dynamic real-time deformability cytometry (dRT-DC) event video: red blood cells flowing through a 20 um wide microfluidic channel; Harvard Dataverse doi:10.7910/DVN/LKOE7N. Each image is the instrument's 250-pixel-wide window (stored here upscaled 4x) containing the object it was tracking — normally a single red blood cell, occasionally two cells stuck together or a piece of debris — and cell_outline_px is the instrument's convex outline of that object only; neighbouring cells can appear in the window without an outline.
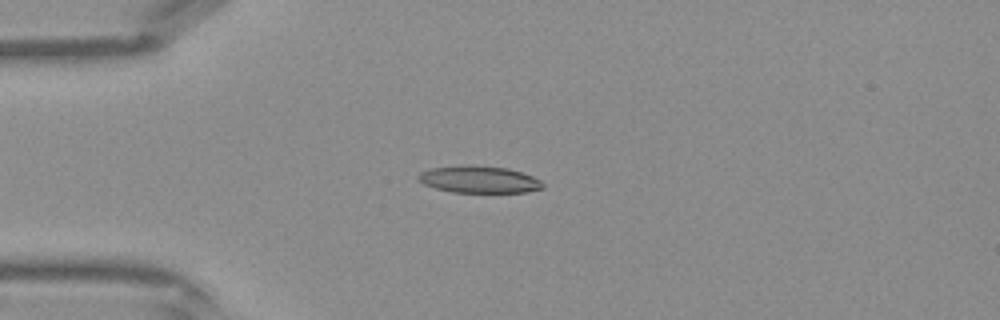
{"species": "Egyptian fruit bat (a non-hibernating species)", "species_latin": "Rousettus aegyptiacus", "temperature_condition": "warm", "stored_images_in_passage": 38, "camera_frame_rate_fps": 3000, "um_per_image_px": 0.085, "frame": {"image": 1, "passage_image": 7, "time_ms": 2.0, "image_size_px": [1000, 320], "cell_outline_px": [[544, 188], [528, 192], [452, 192], [436, 188], [424, 184], [416, 176], [420, 172], [428, 168], [472, 164], [508, 168], [532, 176], [540, 180], [544, 184]], "centroid_in_image_um": [40.72, 15.24], "position_along_channel_um": 44.3, "area_um2": 19.71}}
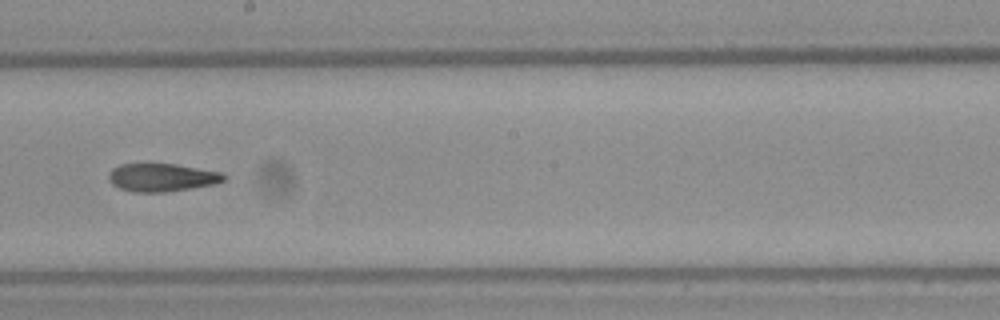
{"frame": {"image": 2, "passage_image": 20, "time_ms": 6.333, "image_size_px": [1000, 320], "cell_outline_px": [[228, 176], [224, 180], [216, 184], [192, 188], [164, 192], [132, 192], [120, 188], [112, 184], [108, 176], [108, 172], [112, 168], [120, 164], [176, 164], [224, 172]], "centroid_in_image_um": [13.79, 15.08], "position_along_channel_um": 234.4, "area_um2": 19.02}}
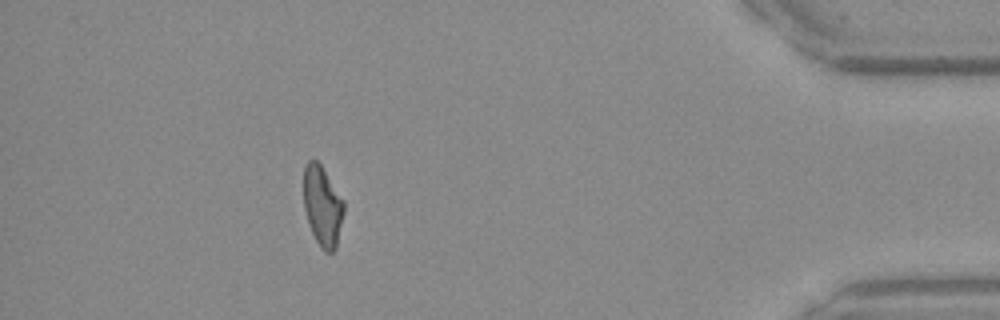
{"frame": {"image": 3, "passage_image": 34, "time_ms": 11.0, "image_size_px": [1000, 320], "cell_outline_px": [[344, 212], [336, 248], [332, 252], [324, 252], [320, 248], [312, 232], [304, 208], [304, 164], [308, 160], [316, 160], [320, 164], [344, 200]], "centroid_in_image_um": [27.42, 17.52], "position_along_channel_um": 407.8, "area_um2": 18.73}}